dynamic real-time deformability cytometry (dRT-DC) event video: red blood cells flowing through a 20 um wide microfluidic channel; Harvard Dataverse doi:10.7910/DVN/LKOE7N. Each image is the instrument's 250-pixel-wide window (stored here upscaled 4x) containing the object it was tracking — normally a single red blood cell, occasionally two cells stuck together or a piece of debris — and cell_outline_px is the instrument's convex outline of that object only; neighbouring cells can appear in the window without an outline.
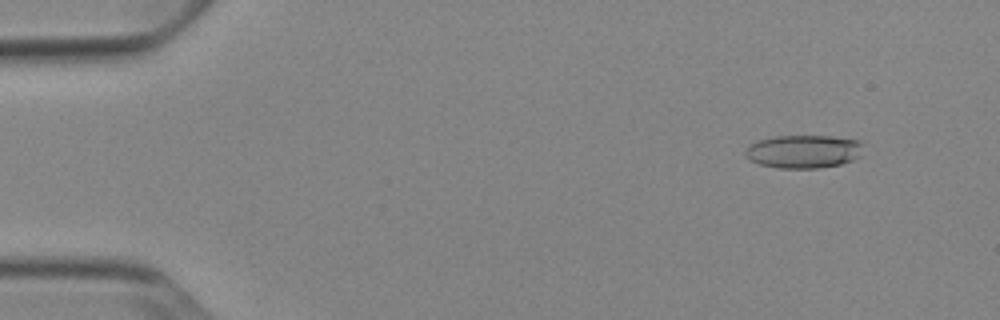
{"species": "Egyptian fruit bat (a non-hibernating species)", "species_latin": "Rousettus aegyptiacus", "temperature_condition": "cold", "stored_images_in_passage": 52, "camera_frame_rate_fps": 3000, "um_per_image_px": 0.085, "animal": {"sex": "female"}, "frame": {"image": 1, "passage_image": 5, "time_ms": 1.333, "image_size_px": [1000, 320], "cell_outline_px": [[864, 144], [860, 156], [852, 160], [840, 164], [820, 168], [780, 168], [760, 164], [744, 156], [744, 152], [748, 144], [756, 140], [776, 136], [828, 136], [860, 140]], "centroid_in_image_um": [68.3, 12.87], "position_along_channel_um": 16.7, "area_um2": 23.0}}
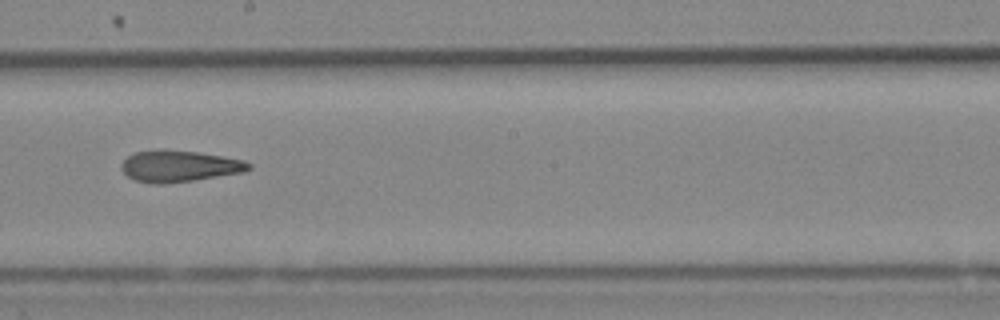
{"frame": {"image": 2, "passage_image": 30, "time_ms": 9.667, "image_size_px": [1000, 320], "cell_outline_px": [[252, 168], [244, 172], [192, 180], [164, 184], [152, 184], [136, 180], [128, 176], [120, 168], [120, 164], [128, 156], [136, 152], [164, 148], [196, 152], [244, 160], [252, 164]], "centroid_in_image_um": [15.22, 14.11], "position_along_channel_um": 233.0, "area_um2": 23.35}}
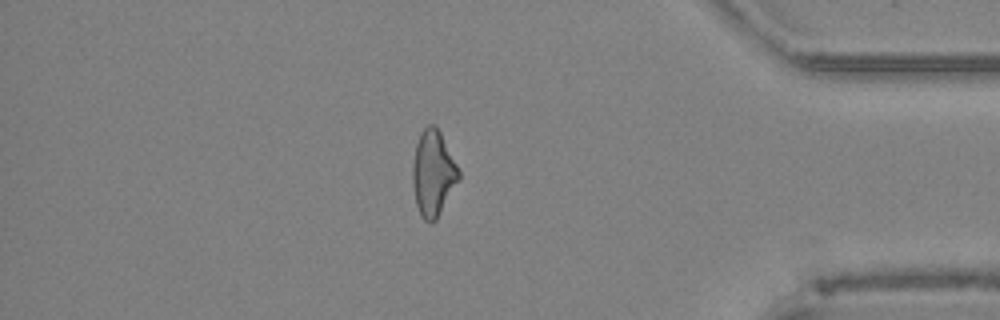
{"frame": {"image": 3, "passage_image": 45, "time_ms": 14.667, "image_size_px": [1000, 320], "cell_outline_px": [[460, 180], [436, 220], [432, 224], [424, 220], [420, 216], [416, 204], [412, 184], [412, 164], [416, 144], [420, 132], [428, 124], [436, 124], [460, 172]], "centroid_in_image_um": [36.8, 14.75], "position_along_channel_um": 398.4, "area_um2": 23.24}, "authors_computed_cell_mechanics": {"area_um2": 23.1778, "velocity_mm_per_s": 3.9087, "shape_relaxation_time_tau1_ms": null, "shape_relaxation_time_tau2_ms": 4.8991, "deformation_change_tau1": null, "deformation_change_tau2": 0.1695}}